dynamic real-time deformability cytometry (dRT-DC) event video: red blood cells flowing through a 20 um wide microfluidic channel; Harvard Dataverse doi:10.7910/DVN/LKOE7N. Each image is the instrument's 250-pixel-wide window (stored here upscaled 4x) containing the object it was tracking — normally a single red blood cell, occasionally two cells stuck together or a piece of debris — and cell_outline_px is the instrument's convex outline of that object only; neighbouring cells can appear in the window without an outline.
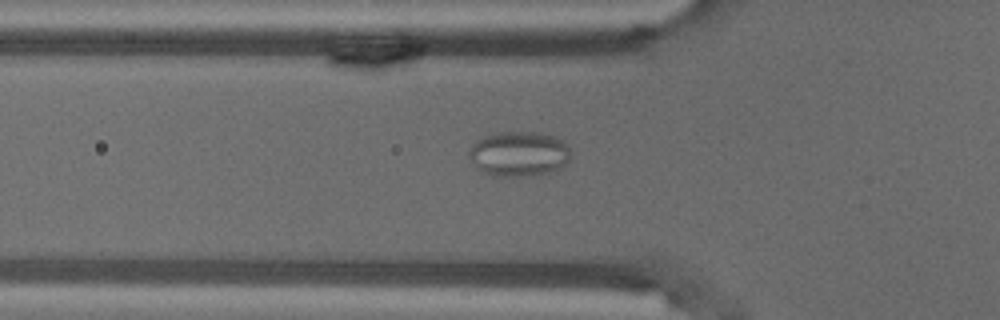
{"species": "common noctule bat (a hibernating species)", "species_latin": "Nyctalus noctula", "temperature_condition": "warm", "stored_images_in_passage": 45, "camera_frame_rate_fps": 3000, "um_per_image_px": 0.085, "animal": {"sex": "male", "body_mass_g": 18.8}, "frame": {"image": 1, "passage_image": 8, "time_ms": 2.333, "image_size_px": [1000, 320], "cell_outline_px": [[568, 160], [560, 168], [536, 176], [492, 176], [476, 168], [468, 156], [468, 152], [472, 144], [488, 136], [500, 132], [540, 132], [564, 140], [568, 144]], "centroid_in_image_um": [44.1, 13.09], "position_along_channel_um": 81.7, "area_um2": 26.59}}
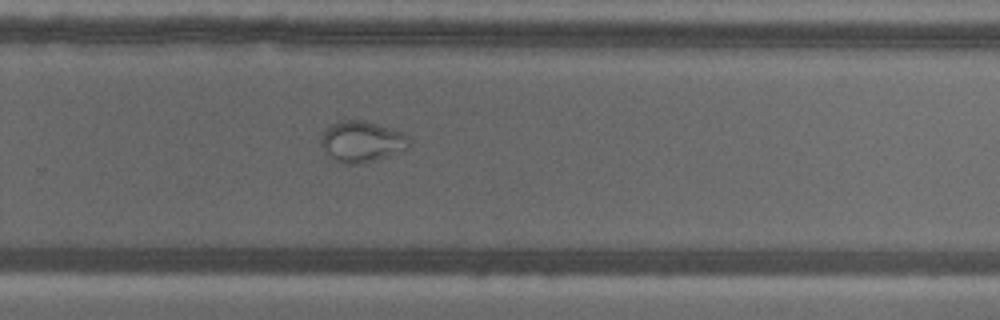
{"frame": {"image": 2, "passage_image": 26, "time_ms": 8.333, "image_size_px": [1000, 320], "cell_outline_px": [[408, 148], [388, 156], [364, 164], [344, 164], [336, 160], [320, 144], [320, 136], [332, 124], [340, 120], [364, 120], [404, 132], [408, 136]], "centroid_in_image_um": [30.77, 12.03], "position_along_channel_um": 299.0, "area_um2": 20.92}}
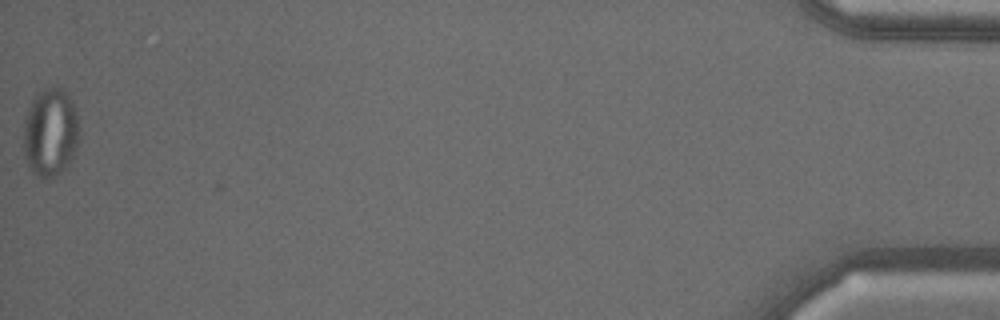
{"frame": {"image": 3, "passage_image": 45, "time_ms": 14.667, "image_size_px": [1000, 320], "cell_outline_px": [[80, 140], [68, 164], [60, 172], [52, 176], [40, 180], [32, 172], [24, 160], [24, 120], [28, 108], [32, 100], [44, 88], [60, 88], [68, 92], [76, 112], [80, 128]], "centroid_in_image_um": [4.29, 11.27], "position_along_channel_um": 430.9, "area_um2": 28.96}}